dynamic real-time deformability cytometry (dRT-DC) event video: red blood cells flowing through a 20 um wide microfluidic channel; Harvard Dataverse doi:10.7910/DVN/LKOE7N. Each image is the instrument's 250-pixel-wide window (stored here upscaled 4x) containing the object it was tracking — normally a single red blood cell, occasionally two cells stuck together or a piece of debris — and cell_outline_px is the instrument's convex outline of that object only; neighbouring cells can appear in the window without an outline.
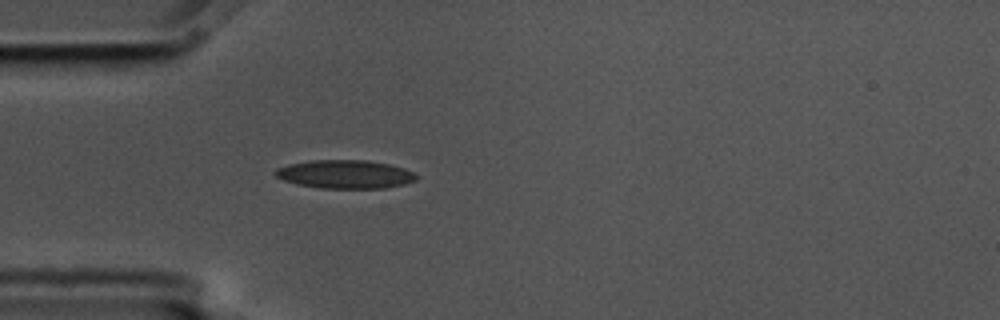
{"species": "common noctule bat (a hibernating species)", "species_latin": "Nyctalus noctula", "temperature_condition": "cold", "stored_images_in_passage": 1, "camera_frame_rate_fps": 3000, "um_per_image_px": 0.085, "animal": {"sex": "male", "body_mass_g": 17.5, "forearm_length_mm": 52.3}, "frame": {"image": 1, "passage_image": 1, "time_ms": 0.0, "image_size_px": [1000, 320], "cell_outline_px": [[420, 176], [416, 180], [404, 184], [388, 188], [320, 188], [296, 184], [284, 180], [276, 176], [272, 172], [276, 168], [288, 164], [312, 160], [368, 160], [388, 164], [404, 168]], "centroid_in_image_um": [29.33, 14.81], "position_along_channel_um": 55.7, "area_um2": 23.52}}